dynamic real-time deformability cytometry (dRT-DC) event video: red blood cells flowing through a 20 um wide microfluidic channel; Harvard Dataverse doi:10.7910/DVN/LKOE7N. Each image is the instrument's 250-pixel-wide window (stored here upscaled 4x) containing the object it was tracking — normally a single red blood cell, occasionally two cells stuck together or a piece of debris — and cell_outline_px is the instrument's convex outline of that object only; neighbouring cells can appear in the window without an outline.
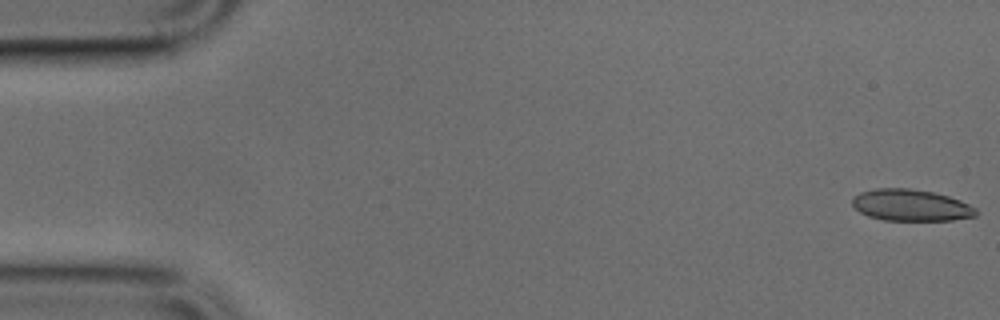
{"species": "common noctule bat (a hibernating species)", "species_latin": "Nyctalus noctula", "temperature_condition": "cold", "stored_images_in_passage": 8, "camera_frame_rate_fps": 3000, "um_per_image_px": 0.085, "animal": {"sex": "male", "body_mass_g": 17.9, "forearm_length_mm": 54.2}, "frame": {"image": 1, "passage_image": 1, "time_ms": 0.0, "image_size_px": [1000, 320], "cell_outline_px": [[980, 212], [976, 216], [952, 220], [884, 220], [868, 216], [860, 212], [852, 204], [852, 196], [860, 192], [876, 188], [908, 188], [932, 192], [948, 196], [960, 200], [976, 208]], "centroid_in_image_um": [77.43, 17.44], "position_along_channel_um": 7.6, "area_um2": 22.83}}